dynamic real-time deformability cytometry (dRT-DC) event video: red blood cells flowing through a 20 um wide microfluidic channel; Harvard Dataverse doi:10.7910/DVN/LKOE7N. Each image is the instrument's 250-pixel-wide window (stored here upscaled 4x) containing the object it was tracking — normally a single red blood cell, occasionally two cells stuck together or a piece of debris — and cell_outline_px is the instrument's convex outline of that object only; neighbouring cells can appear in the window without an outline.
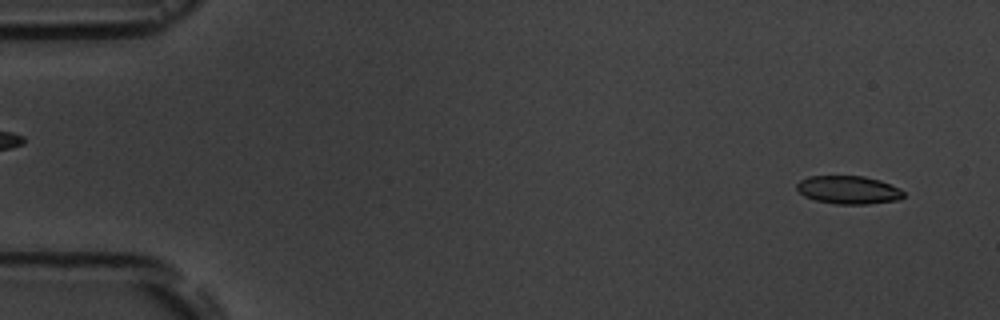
{"species": "common noctule bat (a hibernating species)", "species_latin": "Nyctalus noctula", "temperature_condition": "room temperature", "stored_images_in_passage": 3, "camera_frame_rate_fps": 3000, "um_per_image_px": 0.085, "animal": {"sex": "male", "body_mass_g": 19.5, "forearm_length_mm": 54.6}, "frame": {"image": 1, "passage_image": 3, "time_ms": 2.333, "image_size_px": [1000, 320], "cell_outline_px": [[904, 196], [900, 200], [868, 204], [836, 204], [816, 200], [804, 196], [796, 188], [796, 184], [800, 180], [808, 176], [864, 176], [880, 180], [900, 188], [904, 192]], "centroid_in_image_um": [72.14, 16.14], "position_along_channel_um": 12.9, "area_um2": 17.63}}